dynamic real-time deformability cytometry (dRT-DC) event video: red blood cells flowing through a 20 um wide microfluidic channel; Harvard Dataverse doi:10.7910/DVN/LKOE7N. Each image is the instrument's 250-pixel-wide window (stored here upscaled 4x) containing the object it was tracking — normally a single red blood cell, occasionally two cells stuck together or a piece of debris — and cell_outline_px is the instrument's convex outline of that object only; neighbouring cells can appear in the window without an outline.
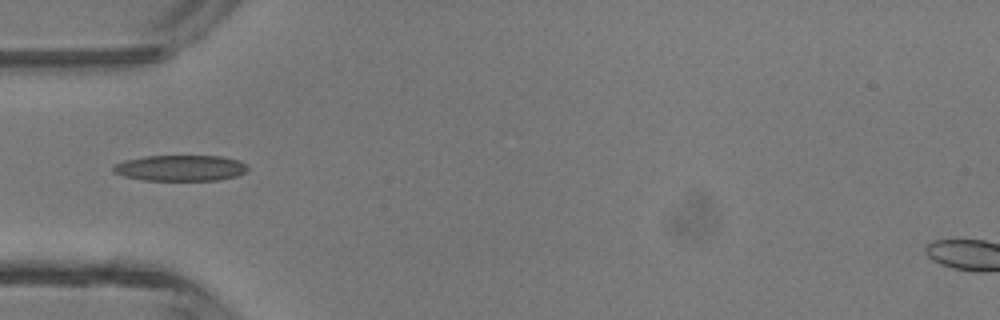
{"species": "common noctule bat (a hibernating species)", "species_latin": "Nyctalus noctula", "temperature_condition": "room temperature", "stored_images_in_passage": 5, "camera_frame_rate_fps": 3000, "um_per_image_px": 0.085, "animal": {"sex": "male", "body_mass_g": 13.3}, "frame": {"image": 1, "passage_image": 5, "time_ms": 1.333, "image_size_px": [1000, 320], "cell_outline_px": [[248, 168], [244, 172], [236, 176], [216, 180], [144, 180], [124, 176], [112, 172], [112, 168], [116, 164], [124, 160], [144, 156], [220, 156], [240, 160], [248, 164]], "centroid_in_image_um": [15.34, 14.27], "position_along_channel_um": 69.7, "area_um2": 20.29}}